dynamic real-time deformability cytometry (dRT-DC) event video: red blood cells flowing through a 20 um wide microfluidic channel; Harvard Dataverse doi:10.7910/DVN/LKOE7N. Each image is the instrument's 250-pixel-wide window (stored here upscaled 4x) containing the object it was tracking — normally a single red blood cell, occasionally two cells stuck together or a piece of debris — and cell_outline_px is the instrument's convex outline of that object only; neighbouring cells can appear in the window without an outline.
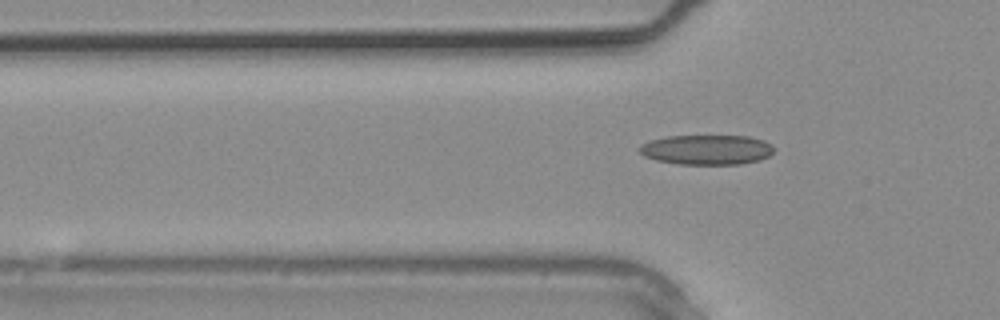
{"species": "common noctule bat (a hibernating species)", "species_latin": "Nyctalus noctula", "temperature_condition": "warm", "stored_images_in_passage": 3, "camera_frame_rate_fps": 3000, "um_per_image_px": 0.085, "animal": {"sex": "male", "body_mass_g": 20.4}, "frame": {"image": 1, "passage_image": 3, "time_ms": 0.667, "image_size_px": [1000, 320], "cell_outline_px": [[776, 148], [768, 156], [760, 160], [740, 164], [676, 164], [656, 160], [644, 156], [640, 152], [640, 144], [652, 140], [668, 136], [748, 136], [764, 140], [772, 144]], "centroid_in_image_um": [60.1, 12.73], "position_along_channel_um": 65.7, "area_um2": 23.47}}